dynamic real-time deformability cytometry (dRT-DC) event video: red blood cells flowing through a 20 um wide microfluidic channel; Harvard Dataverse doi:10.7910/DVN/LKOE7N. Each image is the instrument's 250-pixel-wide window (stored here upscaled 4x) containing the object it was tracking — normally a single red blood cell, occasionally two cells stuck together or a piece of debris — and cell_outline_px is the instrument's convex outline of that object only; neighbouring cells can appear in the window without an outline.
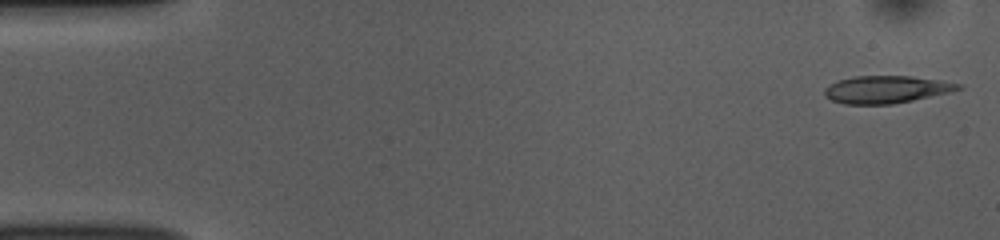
{"species": "common noctule bat (a hibernating species)", "species_latin": "Nyctalus noctula", "temperature_condition": "room temperature", "stored_images_in_passage": 52, "camera_frame_rate_fps": 3000, "um_per_image_px": 0.085, "animal": {"sex": "female", "body_mass_g": 10.0, "forearm_length_mm": 53.1}, "frame": {"image": 1, "passage_image": 1, "time_ms": 0.0, "image_size_px": [1000, 240], "cell_outline_px": [[964, 88], [948, 92], [912, 100], [892, 104], [844, 104], [832, 100], [824, 96], [824, 88], [828, 84], [840, 80], [856, 76], [912, 76], [940, 80], [960, 84]], "centroid_in_image_um": [75.29, 7.6], "position_along_channel_um": 9.7, "area_um2": 21.21}}
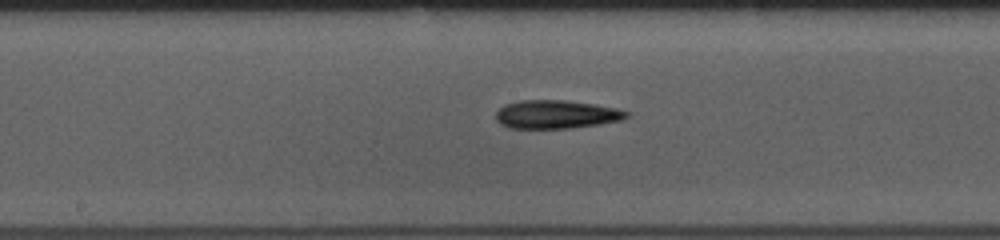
{"frame": {"image": 2, "passage_image": 26, "time_ms": 8.333, "image_size_px": [1000, 240], "cell_outline_px": [[632, 116], [620, 120], [600, 124], [572, 128], [508, 128], [500, 124], [496, 120], [496, 112], [504, 104], [520, 100], [564, 100], [596, 104], [616, 108], [628, 112]], "centroid_in_image_um": [47.28, 9.72], "position_along_channel_um": 200.9, "area_um2": 21.79}}
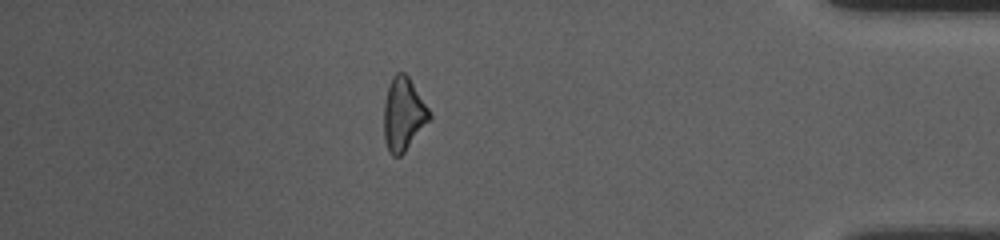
{"frame": {"image": 3, "passage_image": 45, "time_ms": 14.667, "image_size_px": [1000, 240], "cell_outline_px": [[432, 120], [404, 152], [400, 156], [392, 156], [388, 152], [384, 140], [384, 104], [388, 88], [392, 76], [396, 72], [404, 72], [408, 76], [428, 108], [432, 116]], "centroid_in_image_um": [34.3, 9.74], "position_along_channel_um": 400.9, "area_um2": 19.54}, "authors_computed_cell_mechanics": {"area_um2": 21.1259, "velocity_mm_per_s": 3.7819, "shape_relaxation_time_tau1_ms": 3.8084, "shape_relaxation_time_tau2_ms": 7.6236, "deformation_change_tau1": 0.125, "deformation_change_tau2": 0.2078}}